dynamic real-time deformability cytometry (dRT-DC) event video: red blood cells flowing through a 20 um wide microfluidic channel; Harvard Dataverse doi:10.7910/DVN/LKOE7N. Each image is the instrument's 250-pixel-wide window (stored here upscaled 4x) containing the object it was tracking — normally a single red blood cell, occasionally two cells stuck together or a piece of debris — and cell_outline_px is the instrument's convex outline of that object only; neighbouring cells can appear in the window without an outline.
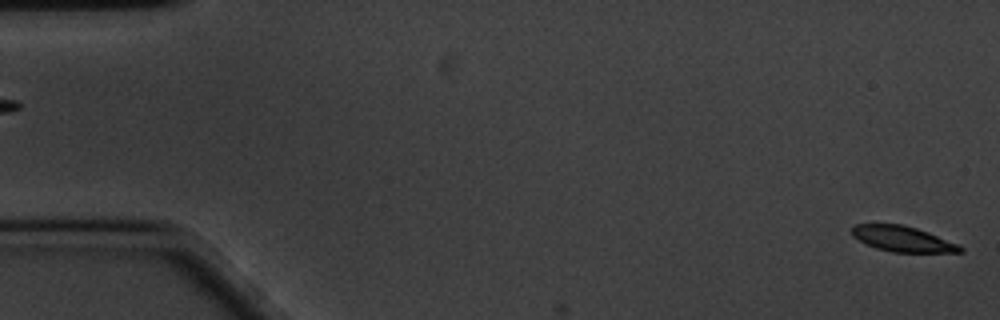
{"species": "common noctule bat (a hibernating species)", "species_latin": "Nyctalus noctula", "temperature_condition": "cold", "stored_images_in_passage": 9, "camera_frame_rate_fps": 3000, "um_per_image_px": 0.085, "animal": {"sex": "male", "body_mass_g": 20.1, "forearm_length_mm": 53.5}, "frame": {"image": 1, "passage_image": 2, "time_ms": 0.333, "image_size_px": [1000, 320], "cell_outline_px": [[964, 252], [892, 252], [876, 248], [852, 236], [852, 224], [904, 224], [928, 232], [956, 244], [964, 248]], "centroid_in_image_um": [76.7, 20.3], "position_along_channel_um": 8.3, "area_um2": 15.9}}